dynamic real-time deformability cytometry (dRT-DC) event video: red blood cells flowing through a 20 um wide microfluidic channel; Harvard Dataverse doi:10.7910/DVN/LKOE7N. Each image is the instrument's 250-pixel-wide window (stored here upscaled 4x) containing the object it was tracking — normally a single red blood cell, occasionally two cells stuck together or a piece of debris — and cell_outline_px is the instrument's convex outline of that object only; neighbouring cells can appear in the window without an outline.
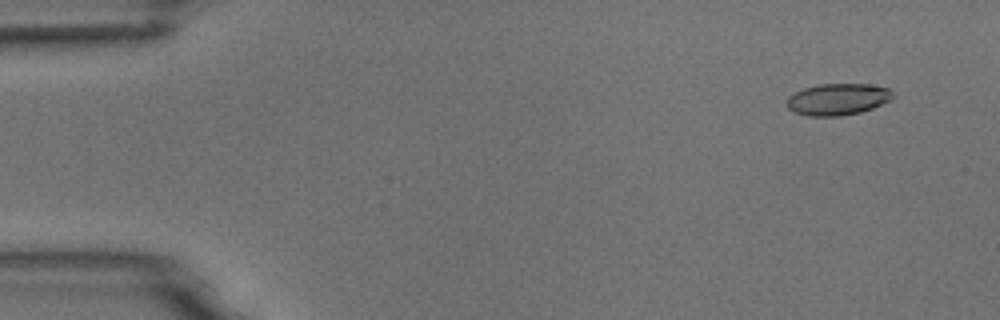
{"species": "common noctule bat (a hibernating species)", "species_latin": "Nyctalus noctula", "temperature_condition": "room temperature", "stored_images_in_passage": 6, "camera_frame_rate_fps": 3000, "um_per_image_px": 0.085, "animal": {"sex": "male", "body_mass_g": 18.8}, "frame": {"image": 1, "passage_image": 2, "time_ms": 1.0, "image_size_px": [1000, 320], "cell_outline_px": [[892, 100], [872, 108], [860, 112], [840, 116], [808, 116], [792, 112], [784, 104], [788, 96], [804, 88], [820, 84], [868, 84], [888, 88], [892, 92]], "centroid_in_image_um": [71.16, 8.45], "position_along_channel_um": 13.8, "area_um2": 19.65}}
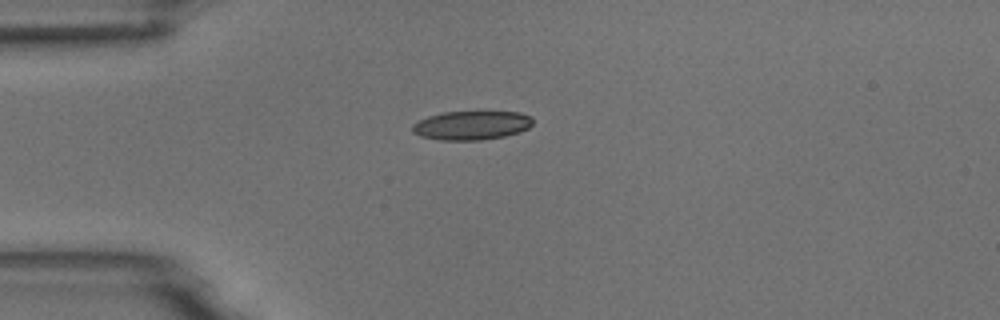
{"frame": {"image": 2, "passage_image": 4, "time_ms": 4.333, "image_size_px": [1000, 320], "cell_outline_px": [[532, 124], [528, 128], [520, 132], [504, 136], [480, 140], [440, 140], [420, 136], [412, 132], [412, 124], [428, 116], [444, 112], [520, 112], [532, 116]], "centroid_in_image_um": [40.08, 10.65], "position_along_channel_um": 44.9, "area_um2": 20.29}}
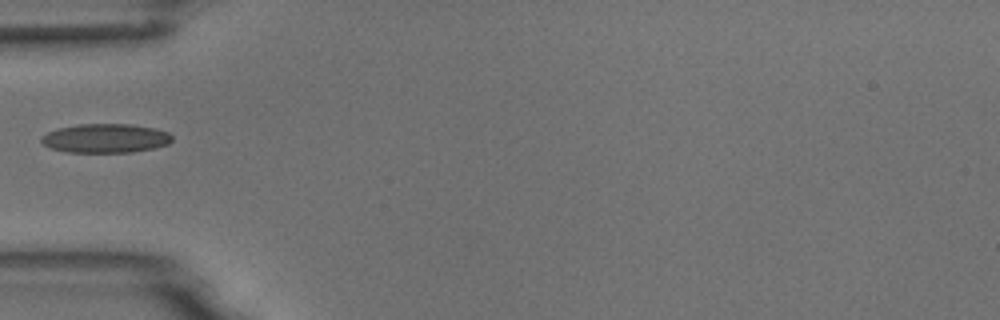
{"frame": {"image": 3, "passage_image": 5, "time_ms": 5.667, "image_size_px": [1000, 320], "cell_outline_px": [[172, 140], [168, 144], [156, 148], [132, 152], [68, 152], [52, 148], [44, 144], [40, 140], [40, 136], [48, 132], [60, 128], [80, 124], [128, 124], [156, 128], [168, 132], [172, 136]], "centroid_in_image_um": [9.0, 11.75], "position_along_channel_um": 76.0, "area_um2": 22.08}}